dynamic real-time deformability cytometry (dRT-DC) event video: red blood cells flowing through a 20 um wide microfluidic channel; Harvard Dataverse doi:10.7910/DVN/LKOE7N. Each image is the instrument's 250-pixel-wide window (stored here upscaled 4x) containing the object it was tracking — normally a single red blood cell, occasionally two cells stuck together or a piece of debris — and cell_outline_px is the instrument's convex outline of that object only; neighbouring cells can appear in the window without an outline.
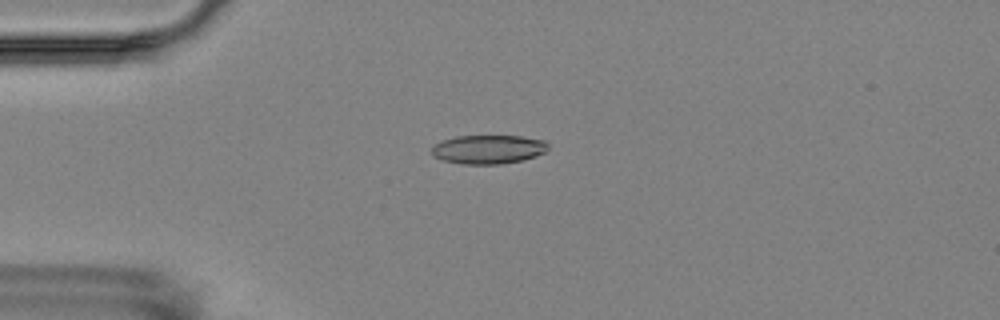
{"species": "Egyptian fruit bat (a non-hibernating species)", "species_latin": "Rousettus aegyptiacus", "temperature_condition": "room temperature", "stored_images_in_passage": 4, "camera_frame_rate_fps": 3000, "um_per_image_px": 0.085, "animal": {"sex": "female"}, "frame": {"image": 1, "passage_image": 3, "time_ms": 3.0, "image_size_px": [1000, 320], "cell_outline_px": [[548, 148], [544, 152], [536, 156], [520, 160], [500, 164], [460, 164], [444, 160], [432, 156], [432, 148], [436, 144], [444, 140], [456, 136], [520, 136], [544, 140], [548, 144]], "centroid_in_image_um": [41.5, 12.69], "position_along_channel_um": 43.5, "area_um2": 19.42}}